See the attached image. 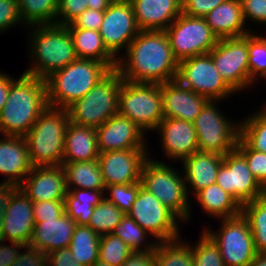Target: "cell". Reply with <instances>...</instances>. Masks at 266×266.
I'll list each match as a JSON object with an SVG mask.
<instances>
[{
  "mask_svg": "<svg viewBox=\"0 0 266 266\" xmlns=\"http://www.w3.org/2000/svg\"><path fill=\"white\" fill-rule=\"evenodd\" d=\"M126 55L127 61L117 59L116 70L122 79L159 84L176 80L178 61L165 31L141 30L129 44Z\"/></svg>",
  "mask_w": 266,
  "mask_h": 266,
  "instance_id": "obj_1",
  "label": "cell"
},
{
  "mask_svg": "<svg viewBox=\"0 0 266 266\" xmlns=\"http://www.w3.org/2000/svg\"><path fill=\"white\" fill-rule=\"evenodd\" d=\"M47 107L45 80L23 73L11 84L0 112V133L25 136Z\"/></svg>",
  "mask_w": 266,
  "mask_h": 266,
  "instance_id": "obj_2",
  "label": "cell"
},
{
  "mask_svg": "<svg viewBox=\"0 0 266 266\" xmlns=\"http://www.w3.org/2000/svg\"><path fill=\"white\" fill-rule=\"evenodd\" d=\"M110 71L99 61L76 59L45 79L48 106L66 109L82 98Z\"/></svg>",
  "mask_w": 266,
  "mask_h": 266,
  "instance_id": "obj_3",
  "label": "cell"
},
{
  "mask_svg": "<svg viewBox=\"0 0 266 266\" xmlns=\"http://www.w3.org/2000/svg\"><path fill=\"white\" fill-rule=\"evenodd\" d=\"M31 40L35 61L24 73L45 80L78 59L71 34L65 25H38ZM33 44V45H32Z\"/></svg>",
  "mask_w": 266,
  "mask_h": 266,
  "instance_id": "obj_4",
  "label": "cell"
},
{
  "mask_svg": "<svg viewBox=\"0 0 266 266\" xmlns=\"http://www.w3.org/2000/svg\"><path fill=\"white\" fill-rule=\"evenodd\" d=\"M67 109L48 106L25 135L33 166L62 165L69 124Z\"/></svg>",
  "mask_w": 266,
  "mask_h": 266,
  "instance_id": "obj_5",
  "label": "cell"
},
{
  "mask_svg": "<svg viewBox=\"0 0 266 266\" xmlns=\"http://www.w3.org/2000/svg\"><path fill=\"white\" fill-rule=\"evenodd\" d=\"M122 80L116 69L111 70L82 98L66 108L70 122L98 128L118 114V94Z\"/></svg>",
  "mask_w": 266,
  "mask_h": 266,
  "instance_id": "obj_6",
  "label": "cell"
},
{
  "mask_svg": "<svg viewBox=\"0 0 266 266\" xmlns=\"http://www.w3.org/2000/svg\"><path fill=\"white\" fill-rule=\"evenodd\" d=\"M118 114L130 119L143 132L156 130L164 119L161 84L123 79L118 94Z\"/></svg>",
  "mask_w": 266,
  "mask_h": 266,
  "instance_id": "obj_7",
  "label": "cell"
},
{
  "mask_svg": "<svg viewBox=\"0 0 266 266\" xmlns=\"http://www.w3.org/2000/svg\"><path fill=\"white\" fill-rule=\"evenodd\" d=\"M183 176L157 160L147 159L143 165L141 184L179 220L186 221L191 213L187 184Z\"/></svg>",
  "mask_w": 266,
  "mask_h": 266,
  "instance_id": "obj_8",
  "label": "cell"
},
{
  "mask_svg": "<svg viewBox=\"0 0 266 266\" xmlns=\"http://www.w3.org/2000/svg\"><path fill=\"white\" fill-rule=\"evenodd\" d=\"M214 105V100H208L193 122L197 133L198 151L224 156L236 149L240 127L232 125Z\"/></svg>",
  "mask_w": 266,
  "mask_h": 266,
  "instance_id": "obj_9",
  "label": "cell"
},
{
  "mask_svg": "<svg viewBox=\"0 0 266 266\" xmlns=\"http://www.w3.org/2000/svg\"><path fill=\"white\" fill-rule=\"evenodd\" d=\"M174 58L180 62L197 55L208 54L217 44L204 17L180 14L165 30Z\"/></svg>",
  "mask_w": 266,
  "mask_h": 266,
  "instance_id": "obj_10",
  "label": "cell"
},
{
  "mask_svg": "<svg viewBox=\"0 0 266 266\" xmlns=\"http://www.w3.org/2000/svg\"><path fill=\"white\" fill-rule=\"evenodd\" d=\"M33 202L15 188H0V240L29 245L35 224Z\"/></svg>",
  "mask_w": 266,
  "mask_h": 266,
  "instance_id": "obj_11",
  "label": "cell"
},
{
  "mask_svg": "<svg viewBox=\"0 0 266 266\" xmlns=\"http://www.w3.org/2000/svg\"><path fill=\"white\" fill-rule=\"evenodd\" d=\"M205 232L218 245L225 266H249L256 251L248 220L242 215L225 218L218 233Z\"/></svg>",
  "mask_w": 266,
  "mask_h": 266,
  "instance_id": "obj_12",
  "label": "cell"
},
{
  "mask_svg": "<svg viewBox=\"0 0 266 266\" xmlns=\"http://www.w3.org/2000/svg\"><path fill=\"white\" fill-rule=\"evenodd\" d=\"M176 80L208 100H214L215 103L235 93L220 76L209 53L178 62Z\"/></svg>",
  "mask_w": 266,
  "mask_h": 266,
  "instance_id": "obj_13",
  "label": "cell"
},
{
  "mask_svg": "<svg viewBox=\"0 0 266 266\" xmlns=\"http://www.w3.org/2000/svg\"><path fill=\"white\" fill-rule=\"evenodd\" d=\"M209 54L220 76L235 92L250 84L248 34L219 39Z\"/></svg>",
  "mask_w": 266,
  "mask_h": 266,
  "instance_id": "obj_14",
  "label": "cell"
},
{
  "mask_svg": "<svg viewBox=\"0 0 266 266\" xmlns=\"http://www.w3.org/2000/svg\"><path fill=\"white\" fill-rule=\"evenodd\" d=\"M216 183L241 206L265 195V190L252 175L245 157L237 149L224 155Z\"/></svg>",
  "mask_w": 266,
  "mask_h": 266,
  "instance_id": "obj_15",
  "label": "cell"
},
{
  "mask_svg": "<svg viewBox=\"0 0 266 266\" xmlns=\"http://www.w3.org/2000/svg\"><path fill=\"white\" fill-rule=\"evenodd\" d=\"M159 242L175 239L178 233L176 216L152 193L141 187L131 210L127 214Z\"/></svg>",
  "mask_w": 266,
  "mask_h": 266,
  "instance_id": "obj_16",
  "label": "cell"
},
{
  "mask_svg": "<svg viewBox=\"0 0 266 266\" xmlns=\"http://www.w3.org/2000/svg\"><path fill=\"white\" fill-rule=\"evenodd\" d=\"M140 31L129 0H114L104 11L99 33L104 46L115 58H119L118 51L124 46L127 49Z\"/></svg>",
  "mask_w": 266,
  "mask_h": 266,
  "instance_id": "obj_17",
  "label": "cell"
},
{
  "mask_svg": "<svg viewBox=\"0 0 266 266\" xmlns=\"http://www.w3.org/2000/svg\"><path fill=\"white\" fill-rule=\"evenodd\" d=\"M146 149H126L100 153L98 162L105 186L140 182L143 165L148 159Z\"/></svg>",
  "mask_w": 266,
  "mask_h": 266,
  "instance_id": "obj_18",
  "label": "cell"
},
{
  "mask_svg": "<svg viewBox=\"0 0 266 266\" xmlns=\"http://www.w3.org/2000/svg\"><path fill=\"white\" fill-rule=\"evenodd\" d=\"M28 175L18 188L32 202L65 199L68 190L61 165L33 166Z\"/></svg>",
  "mask_w": 266,
  "mask_h": 266,
  "instance_id": "obj_19",
  "label": "cell"
},
{
  "mask_svg": "<svg viewBox=\"0 0 266 266\" xmlns=\"http://www.w3.org/2000/svg\"><path fill=\"white\" fill-rule=\"evenodd\" d=\"M96 133L100 153L126 149H147L143 131L130 119L119 114L112 116L96 128Z\"/></svg>",
  "mask_w": 266,
  "mask_h": 266,
  "instance_id": "obj_20",
  "label": "cell"
},
{
  "mask_svg": "<svg viewBox=\"0 0 266 266\" xmlns=\"http://www.w3.org/2000/svg\"><path fill=\"white\" fill-rule=\"evenodd\" d=\"M32 168L25 136L5 135L0 140V173L9 178L0 188L19 187Z\"/></svg>",
  "mask_w": 266,
  "mask_h": 266,
  "instance_id": "obj_21",
  "label": "cell"
},
{
  "mask_svg": "<svg viewBox=\"0 0 266 266\" xmlns=\"http://www.w3.org/2000/svg\"><path fill=\"white\" fill-rule=\"evenodd\" d=\"M164 118L194 122L208 99L181 85L177 80L161 84Z\"/></svg>",
  "mask_w": 266,
  "mask_h": 266,
  "instance_id": "obj_22",
  "label": "cell"
},
{
  "mask_svg": "<svg viewBox=\"0 0 266 266\" xmlns=\"http://www.w3.org/2000/svg\"><path fill=\"white\" fill-rule=\"evenodd\" d=\"M156 130L160 131L165 154L183 161L198 151L197 133L192 122L164 118Z\"/></svg>",
  "mask_w": 266,
  "mask_h": 266,
  "instance_id": "obj_23",
  "label": "cell"
},
{
  "mask_svg": "<svg viewBox=\"0 0 266 266\" xmlns=\"http://www.w3.org/2000/svg\"><path fill=\"white\" fill-rule=\"evenodd\" d=\"M140 30L165 31L182 14V0H129Z\"/></svg>",
  "mask_w": 266,
  "mask_h": 266,
  "instance_id": "obj_24",
  "label": "cell"
},
{
  "mask_svg": "<svg viewBox=\"0 0 266 266\" xmlns=\"http://www.w3.org/2000/svg\"><path fill=\"white\" fill-rule=\"evenodd\" d=\"M76 225L66 213L59 218L35 222L29 246L38 248L45 254L68 248Z\"/></svg>",
  "mask_w": 266,
  "mask_h": 266,
  "instance_id": "obj_25",
  "label": "cell"
},
{
  "mask_svg": "<svg viewBox=\"0 0 266 266\" xmlns=\"http://www.w3.org/2000/svg\"><path fill=\"white\" fill-rule=\"evenodd\" d=\"M212 33L219 39L236 38L249 34L244 29L245 19L243 16L240 0H226L204 16Z\"/></svg>",
  "mask_w": 266,
  "mask_h": 266,
  "instance_id": "obj_26",
  "label": "cell"
},
{
  "mask_svg": "<svg viewBox=\"0 0 266 266\" xmlns=\"http://www.w3.org/2000/svg\"><path fill=\"white\" fill-rule=\"evenodd\" d=\"M96 128L69 121L62 163L93 161L99 157Z\"/></svg>",
  "mask_w": 266,
  "mask_h": 266,
  "instance_id": "obj_27",
  "label": "cell"
},
{
  "mask_svg": "<svg viewBox=\"0 0 266 266\" xmlns=\"http://www.w3.org/2000/svg\"><path fill=\"white\" fill-rule=\"evenodd\" d=\"M223 158L224 156L216 153L197 151L182 161L186 174L185 183H190L195 194L216 183Z\"/></svg>",
  "mask_w": 266,
  "mask_h": 266,
  "instance_id": "obj_28",
  "label": "cell"
},
{
  "mask_svg": "<svg viewBox=\"0 0 266 266\" xmlns=\"http://www.w3.org/2000/svg\"><path fill=\"white\" fill-rule=\"evenodd\" d=\"M73 46L78 59H93L104 63L110 70L117 67V58H115L104 46L99 31L68 28Z\"/></svg>",
  "mask_w": 266,
  "mask_h": 266,
  "instance_id": "obj_29",
  "label": "cell"
},
{
  "mask_svg": "<svg viewBox=\"0 0 266 266\" xmlns=\"http://www.w3.org/2000/svg\"><path fill=\"white\" fill-rule=\"evenodd\" d=\"M194 196L203 210L211 216L225 219L241 214L242 206L217 183L209 185Z\"/></svg>",
  "mask_w": 266,
  "mask_h": 266,
  "instance_id": "obj_30",
  "label": "cell"
},
{
  "mask_svg": "<svg viewBox=\"0 0 266 266\" xmlns=\"http://www.w3.org/2000/svg\"><path fill=\"white\" fill-rule=\"evenodd\" d=\"M61 166L65 172L67 189H106L98 159L93 161L62 163Z\"/></svg>",
  "mask_w": 266,
  "mask_h": 266,
  "instance_id": "obj_31",
  "label": "cell"
},
{
  "mask_svg": "<svg viewBox=\"0 0 266 266\" xmlns=\"http://www.w3.org/2000/svg\"><path fill=\"white\" fill-rule=\"evenodd\" d=\"M64 199L65 213L72 218L77 225H87L92 216L94 207L98 205L105 196L106 190L93 189H67Z\"/></svg>",
  "mask_w": 266,
  "mask_h": 266,
  "instance_id": "obj_32",
  "label": "cell"
},
{
  "mask_svg": "<svg viewBox=\"0 0 266 266\" xmlns=\"http://www.w3.org/2000/svg\"><path fill=\"white\" fill-rule=\"evenodd\" d=\"M100 236L88 225H76L68 248L83 266H92L99 257Z\"/></svg>",
  "mask_w": 266,
  "mask_h": 266,
  "instance_id": "obj_33",
  "label": "cell"
},
{
  "mask_svg": "<svg viewBox=\"0 0 266 266\" xmlns=\"http://www.w3.org/2000/svg\"><path fill=\"white\" fill-rule=\"evenodd\" d=\"M23 23L31 26L56 24L58 0H17Z\"/></svg>",
  "mask_w": 266,
  "mask_h": 266,
  "instance_id": "obj_34",
  "label": "cell"
},
{
  "mask_svg": "<svg viewBox=\"0 0 266 266\" xmlns=\"http://www.w3.org/2000/svg\"><path fill=\"white\" fill-rule=\"evenodd\" d=\"M179 239L157 240L155 266H194L192 247Z\"/></svg>",
  "mask_w": 266,
  "mask_h": 266,
  "instance_id": "obj_35",
  "label": "cell"
},
{
  "mask_svg": "<svg viewBox=\"0 0 266 266\" xmlns=\"http://www.w3.org/2000/svg\"><path fill=\"white\" fill-rule=\"evenodd\" d=\"M241 213L249 222L257 253H266V196L245 203Z\"/></svg>",
  "mask_w": 266,
  "mask_h": 266,
  "instance_id": "obj_36",
  "label": "cell"
},
{
  "mask_svg": "<svg viewBox=\"0 0 266 266\" xmlns=\"http://www.w3.org/2000/svg\"><path fill=\"white\" fill-rule=\"evenodd\" d=\"M124 215L117 206L104 198L94 207L87 225L99 236L110 234L118 226Z\"/></svg>",
  "mask_w": 266,
  "mask_h": 266,
  "instance_id": "obj_37",
  "label": "cell"
},
{
  "mask_svg": "<svg viewBox=\"0 0 266 266\" xmlns=\"http://www.w3.org/2000/svg\"><path fill=\"white\" fill-rule=\"evenodd\" d=\"M240 123V138L253 150L266 153V114L261 111Z\"/></svg>",
  "mask_w": 266,
  "mask_h": 266,
  "instance_id": "obj_38",
  "label": "cell"
},
{
  "mask_svg": "<svg viewBox=\"0 0 266 266\" xmlns=\"http://www.w3.org/2000/svg\"><path fill=\"white\" fill-rule=\"evenodd\" d=\"M133 250L112 233L100 236L98 259L110 266H121Z\"/></svg>",
  "mask_w": 266,
  "mask_h": 266,
  "instance_id": "obj_39",
  "label": "cell"
},
{
  "mask_svg": "<svg viewBox=\"0 0 266 266\" xmlns=\"http://www.w3.org/2000/svg\"><path fill=\"white\" fill-rule=\"evenodd\" d=\"M248 67L250 84L257 75L266 78V38L248 34Z\"/></svg>",
  "mask_w": 266,
  "mask_h": 266,
  "instance_id": "obj_40",
  "label": "cell"
},
{
  "mask_svg": "<svg viewBox=\"0 0 266 266\" xmlns=\"http://www.w3.org/2000/svg\"><path fill=\"white\" fill-rule=\"evenodd\" d=\"M198 244L192 246L194 266H225L218 245L204 231Z\"/></svg>",
  "mask_w": 266,
  "mask_h": 266,
  "instance_id": "obj_41",
  "label": "cell"
},
{
  "mask_svg": "<svg viewBox=\"0 0 266 266\" xmlns=\"http://www.w3.org/2000/svg\"><path fill=\"white\" fill-rule=\"evenodd\" d=\"M147 232L130 216L125 214L112 234L121 238L133 251H140Z\"/></svg>",
  "mask_w": 266,
  "mask_h": 266,
  "instance_id": "obj_42",
  "label": "cell"
},
{
  "mask_svg": "<svg viewBox=\"0 0 266 266\" xmlns=\"http://www.w3.org/2000/svg\"><path fill=\"white\" fill-rule=\"evenodd\" d=\"M141 187V181L134 184L108 185L105 190L110 191L111 197H106V199L117 206L124 214H128Z\"/></svg>",
  "mask_w": 266,
  "mask_h": 266,
  "instance_id": "obj_43",
  "label": "cell"
},
{
  "mask_svg": "<svg viewBox=\"0 0 266 266\" xmlns=\"http://www.w3.org/2000/svg\"><path fill=\"white\" fill-rule=\"evenodd\" d=\"M236 149L245 157L256 181L266 190V153L251 149L240 137Z\"/></svg>",
  "mask_w": 266,
  "mask_h": 266,
  "instance_id": "obj_44",
  "label": "cell"
},
{
  "mask_svg": "<svg viewBox=\"0 0 266 266\" xmlns=\"http://www.w3.org/2000/svg\"><path fill=\"white\" fill-rule=\"evenodd\" d=\"M88 5H91V0H58L56 24L69 25L77 16L88 9Z\"/></svg>",
  "mask_w": 266,
  "mask_h": 266,
  "instance_id": "obj_45",
  "label": "cell"
},
{
  "mask_svg": "<svg viewBox=\"0 0 266 266\" xmlns=\"http://www.w3.org/2000/svg\"><path fill=\"white\" fill-rule=\"evenodd\" d=\"M33 212L35 222L59 218L65 213L64 200L33 202Z\"/></svg>",
  "mask_w": 266,
  "mask_h": 266,
  "instance_id": "obj_46",
  "label": "cell"
},
{
  "mask_svg": "<svg viewBox=\"0 0 266 266\" xmlns=\"http://www.w3.org/2000/svg\"><path fill=\"white\" fill-rule=\"evenodd\" d=\"M22 21L17 0H0V33Z\"/></svg>",
  "mask_w": 266,
  "mask_h": 266,
  "instance_id": "obj_47",
  "label": "cell"
},
{
  "mask_svg": "<svg viewBox=\"0 0 266 266\" xmlns=\"http://www.w3.org/2000/svg\"><path fill=\"white\" fill-rule=\"evenodd\" d=\"M226 0H182V13L192 17H204Z\"/></svg>",
  "mask_w": 266,
  "mask_h": 266,
  "instance_id": "obj_48",
  "label": "cell"
},
{
  "mask_svg": "<svg viewBox=\"0 0 266 266\" xmlns=\"http://www.w3.org/2000/svg\"><path fill=\"white\" fill-rule=\"evenodd\" d=\"M104 18V11L87 9L77 16L67 28H83L99 31Z\"/></svg>",
  "mask_w": 266,
  "mask_h": 266,
  "instance_id": "obj_49",
  "label": "cell"
},
{
  "mask_svg": "<svg viewBox=\"0 0 266 266\" xmlns=\"http://www.w3.org/2000/svg\"><path fill=\"white\" fill-rule=\"evenodd\" d=\"M156 243L157 241L154 244L149 243L144 249L133 251L121 266H155Z\"/></svg>",
  "mask_w": 266,
  "mask_h": 266,
  "instance_id": "obj_50",
  "label": "cell"
},
{
  "mask_svg": "<svg viewBox=\"0 0 266 266\" xmlns=\"http://www.w3.org/2000/svg\"><path fill=\"white\" fill-rule=\"evenodd\" d=\"M244 19L266 23V0H240Z\"/></svg>",
  "mask_w": 266,
  "mask_h": 266,
  "instance_id": "obj_51",
  "label": "cell"
},
{
  "mask_svg": "<svg viewBox=\"0 0 266 266\" xmlns=\"http://www.w3.org/2000/svg\"><path fill=\"white\" fill-rule=\"evenodd\" d=\"M25 248V253L21 252L12 266H47V254L29 245Z\"/></svg>",
  "mask_w": 266,
  "mask_h": 266,
  "instance_id": "obj_52",
  "label": "cell"
},
{
  "mask_svg": "<svg viewBox=\"0 0 266 266\" xmlns=\"http://www.w3.org/2000/svg\"><path fill=\"white\" fill-rule=\"evenodd\" d=\"M47 266H83L72 256L69 248L54 250L47 254Z\"/></svg>",
  "mask_w": 266,
  "mask_h": 266,
  "instance_id": "obj_53",
  "label": "cell"
},
{
  "mask_svg": "<svg viewBox=\"0 0 266 266\" xmlns=\"http://www.w3.org/2000/svg\"><path fill=\"white\" fill-rule=\"evenodd\" d=\"M2 240H0V266H12L14 261L20 255V248H25L26 245L19 242H11L13 247L2 245Z\"/></svg>",
  "mask_w": 266,
  "mask_h": 266,
  "instance_id": "obj_54",
  "label": "cell"
},
{
  "mask_svg": "<svg viewBox=\"0 0 266 266\" xmlns=\"http://www.w3.org/2000/svg\"><path fill=\"white\" fill-rule=\"evenodd\" d=\"M15 79L10 78V76L0 73V112L3 109L8 93Z\"/></svg>",
  "mask_w": 266,
  "mask_h": 266,
  "instance_id": "obj_55",
  "label": "cell"
},
{
  "mask_svg": "<svg viewBox=\"0 0 266 266\" xmlns=\"http://www.w3.org/2000/svg\"><path fill=\"white\" fill-rule=\"evenodd\" d=\"M114 0H91V5H88V9L97 11H105Z\"/></svg>",
  "mask_w": 266,
  "mask_h": 266,
  "instance_id": "obj_56",
  "label": "cell"
},
{
  "mask_svg": "<svg viewBox=\"0 0 266 266\" xmlns=\"http://www.w3.org/2000/svg\"><path fill=\"white\" fill-rule=\"evenodd\" d=\"M249 266H266V253L257 254Z\"/></svg>",
  "mask_w": 266,
  "mask_h": 266,
  "instance_id": "obj_57",
  "label": "cell"
},
{
  "mask_svg": "<svg viewBox=\"0 0 266 266\" xmlns=\"http://www.w3.org/2000/svg\"><path fill=\"white\" fill-rule=\"evenodd\" d=\"M92 266H110V265L98 259Z\"/></svg>",
  "mask_w": 266,
  "mask_h": 266,
  "instance_id": "obj_58",
  "label": "cell"
},
{
  "mask_svg": "<svg viewBox=\"0 0 266 266\" xmlns=\"http://www.w3.org/2000/svg\"><path fill=\"white\" fill-rule=\"evenodd\" d=\"M266 105V104H265ZM265 114H266V106L263 107V110H262Z\"/></svg>",
  "mask_w": 266,
  "mask_h": 266,
  "instance_id": "obj_59",
  "label": "cell"
}]
</instances>
